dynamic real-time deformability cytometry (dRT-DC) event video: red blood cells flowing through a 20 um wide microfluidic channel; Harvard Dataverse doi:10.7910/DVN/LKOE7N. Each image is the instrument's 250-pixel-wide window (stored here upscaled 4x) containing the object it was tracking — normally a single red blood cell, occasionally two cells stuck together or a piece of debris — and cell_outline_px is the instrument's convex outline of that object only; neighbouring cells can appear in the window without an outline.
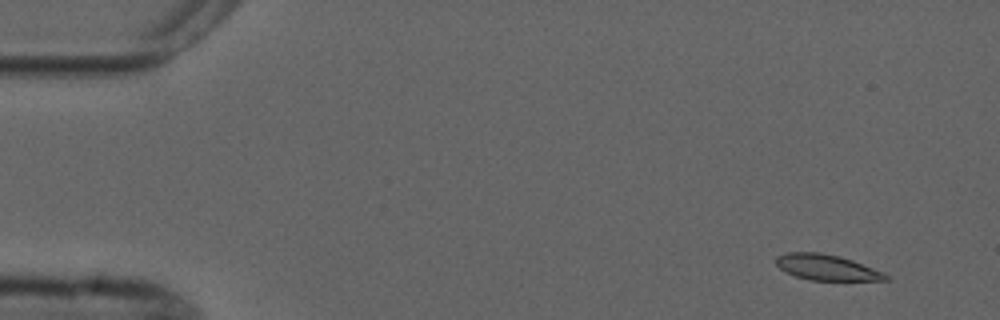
{"species": "common noctule bat (a hibernating species)", "species_latin": "Nyctalus noctula", "temperature_condition": "cold", "stored_images_in_passage": 4, "camera_frame_rate_fps": 3000, "um_per_image_px": 0.085, "animal": {"sex": "male", "forearm_length_mm": 52.5}, "frame": {"image": 1, "passage_image": 1, "time_ms": 0.0, "image_size_px": [1000, 320], "cell_outline_px": [[888, 280], [808, 280], [796, 276], [780, 268], [776, 264], [776, 256], [788, 252], [820, 252], [840, 256], [852, 260], [884, 272], [888, 276]], "centroid_in_image_um": [70.26, 22.72], "position_along_channel_um": 14.7, "area_um2": 16.3}}
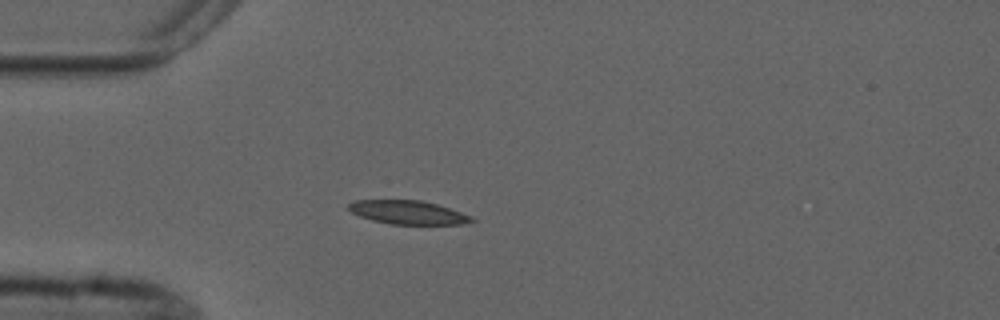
{"frame": {"image": 2, "passage_image": 4, "time_ms": 3.667, "image_size_px": [1000, 320], "cell_outline_px": [[476, 220], [464, 224], [392, 224], [372, 220], [360, 216], [352, 212], [348, 208], [348, 204], [356, 200], [420, 200], [436, 204], [472, 216]], "centroid_in_image_um": [34.68, 18.05], "position_along_channel_um": 50.3, "area_um2": 16.76}}